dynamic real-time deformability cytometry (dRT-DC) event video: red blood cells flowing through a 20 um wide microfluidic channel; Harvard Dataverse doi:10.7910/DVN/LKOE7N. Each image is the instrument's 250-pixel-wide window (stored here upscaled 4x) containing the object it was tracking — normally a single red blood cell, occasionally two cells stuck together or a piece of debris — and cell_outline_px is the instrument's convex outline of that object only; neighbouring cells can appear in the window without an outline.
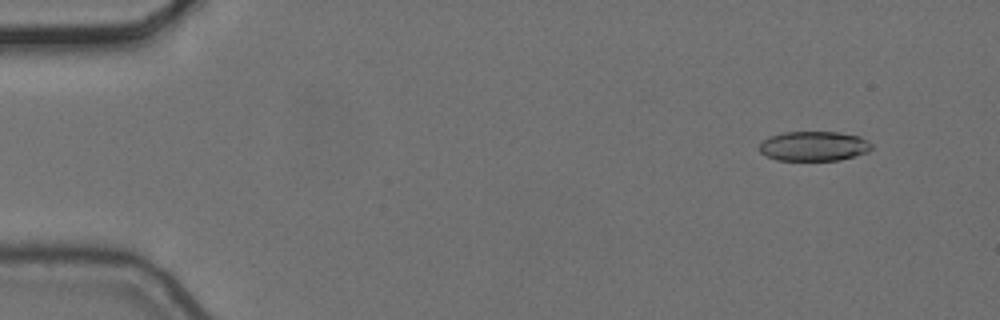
{"species": "common noctule bat (a hibernating species)", "species_latin": "Nyctalus noctula", "temperature_condition": "cold", "stored_images_in_passage": 5, "camera_frame_rate_fps": 3000, "um_per_image_px": 0.085, "animal": {"sex": "female", "body_mass_g": 24.6, "forearm_length_mm": 56.2}, "frame": {"image": 1, "passage_image": 1, "time_ms": 0.0, "image_size_px": [1000, 320], "cell_outline_px": [[872, 148], [868, 152], [856, 156], [840, 160], [776, 160], [760, 152], [760, 144], [768, 136], [784, 132], [836, 132], [860, 136], [868, 140], [872, 144]], "centroid_in_image_um": [69.21, 12.42], "position_along_channel_um": 15.8, "area_um2": 19.48}}
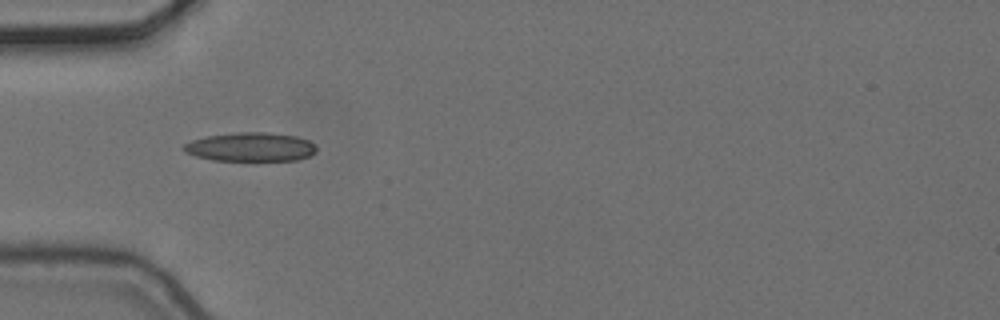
{"frame": {"image": 2, "passage_image": 4, "time_ms": 1.0, "image_size_px": [1000, 320], "cell_outline_px": [[316, 152], [308, 156], [296, 160], [256, 164], [252, 164], [212, 160], [196, 156], [184, 152], [180, 148], [184, 144], [192, 140], [208, 136], [236, 132], [268, 132], [296, 136], [308, 140], [316, 144]], "centroid_in_image_um": [21.31, 12.55], "position_along_channel_um": 63.7, "area_um2": 23.64}}
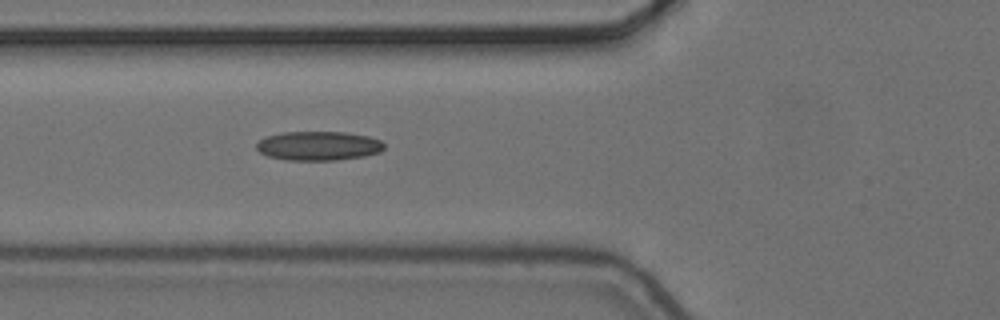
{"frame": {"image": 3, "passage_image": 5, "time_ms": 1.333, "image_size_px": [1000, 320], "cell_outline_px": [[384, 148], [380, 152], [364, 156], [336, 160], [288, 160], [268, 156], [260, 152], [256, 148], [256, 144], [264, 136], [284, 132], [344, 132], [368, 136], [380, 140], [384, 144]], "centroid_in_image_um": [27.06, 12.39], "position_along_channel_um": 98.7, "area_um2": 21.68}}